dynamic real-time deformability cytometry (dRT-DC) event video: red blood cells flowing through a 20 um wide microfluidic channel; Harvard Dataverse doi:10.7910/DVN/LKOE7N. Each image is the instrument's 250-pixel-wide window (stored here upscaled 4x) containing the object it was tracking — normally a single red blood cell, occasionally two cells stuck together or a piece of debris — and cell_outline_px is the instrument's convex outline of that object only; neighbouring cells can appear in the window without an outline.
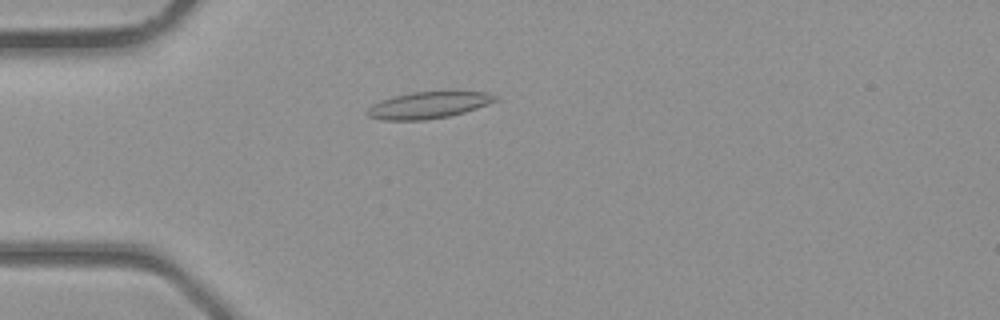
{"species": "common noctule bat (a hibernating species)", "species_latin": "Nyctalus noctula", "temperature_condition": "room temperature", "stored_images_in_passage": 41, "camera_frame_rate_fps": 3000, "um_per_image_px": 0.085, "animal": {"sex": "male", "body_mass_g": 23.1, "forearm_length_mm": 52.7}, "frame": {"image": 1, "passage_image": 12, "time_ms": 3.667, "image_size_px": [1000, 320], "cell_outline_px": [[496, 100], [488, 104], [464, 112], [448, 116], [424, 120], [380, 120], [368, 116], [368, 108], [372, 104], [380, 100], [392, 96], [412, 92], [484, 92], [496, 96]], "centroid_in_image_um": [36.35, 8.94], "position_along_channel_um": 48.7, "area_um2": 19.59}}
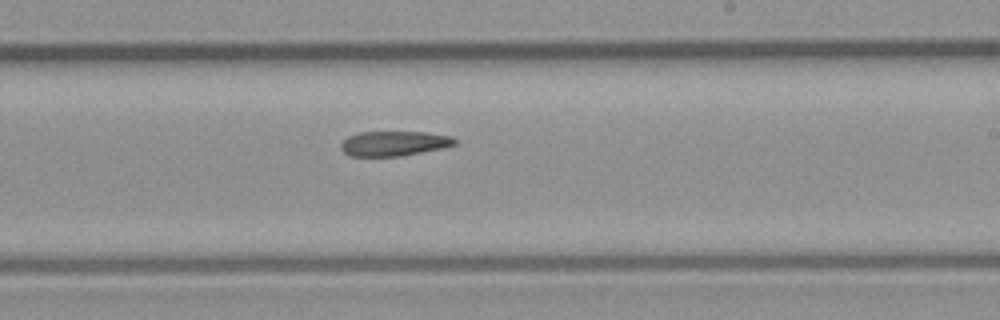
{"frame": {"image": 2, "passage_image": 25, "time_ms": 8.0, "image_size_px": [1000, 320], "cell_outline_px": [[456, 144], [440, 148], [400, 156], [348, 156], [340, 148], [340, 144], [348, 136], [360, 132], [424, 132], [448, 136], [456, 140]], "centroid_in_image_um": [33.42, 12.19], "position_along_channel_um": 255.6, "area_um2": 16.24}}
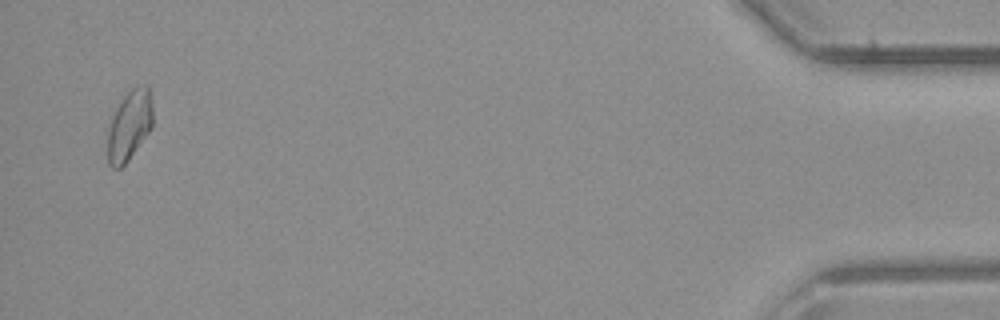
{"frame": {"image": 3, "passage_image": 40, "time_ms": 13.0, "image_size_px": [1000, 320], "cell_outline_px": [[152, 128], [128, 160], [120, 168], [112, 168], [108, 164], [108, 128], [112, 116], [116, 108], [124, 96], [132, 88], [148, 84], [152, 104]], "centroid_in_image_um": [11.0, 10.66], "position_along_channel_um": 424.2, "area_um2": 18.32}}